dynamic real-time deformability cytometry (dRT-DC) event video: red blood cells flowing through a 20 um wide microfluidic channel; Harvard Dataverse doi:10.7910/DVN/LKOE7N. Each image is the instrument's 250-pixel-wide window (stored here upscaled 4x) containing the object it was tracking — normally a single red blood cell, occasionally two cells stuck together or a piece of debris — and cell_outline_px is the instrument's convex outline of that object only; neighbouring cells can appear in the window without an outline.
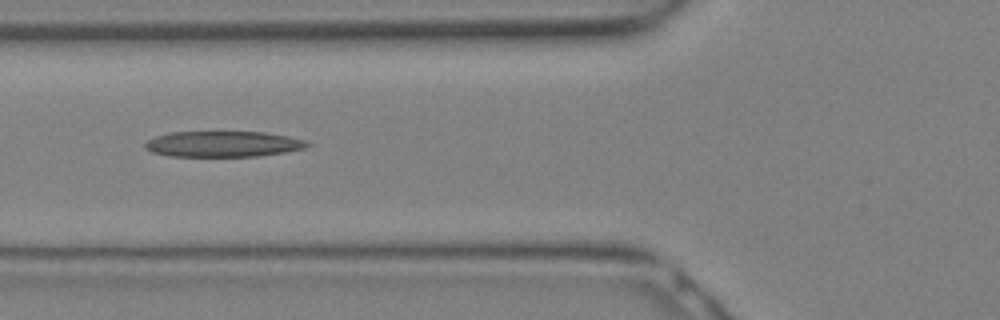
{"species": "Egyptian fruit bat (a non-hibernating species)", "species_latin": "Rousettus aegyptiacus", "temperature_condition": "warm", "stored_images_in_passage": 13, "camera_frame_rate_fps": 3000, "um_per_image_px": 0.085, "animal": {"sex": "female"}, "frame": {"image": 1, "passage_image": 10, "time_ms": 3.0, "image_size_px": [1000, 320], "cell_outline_px": [[312, 144], [304, 148], [284, 152], [260, 156], [168, 156], [152, 152], [144, 148], [144, 144], [148, 140], [156, 136], [168, 132], [264, 132], [288, 136], [304, 140]], "centroid_in_image_um": [18.94, 12.24], "position_along_channel_um": 106.9, "area_um2": 24.33}}
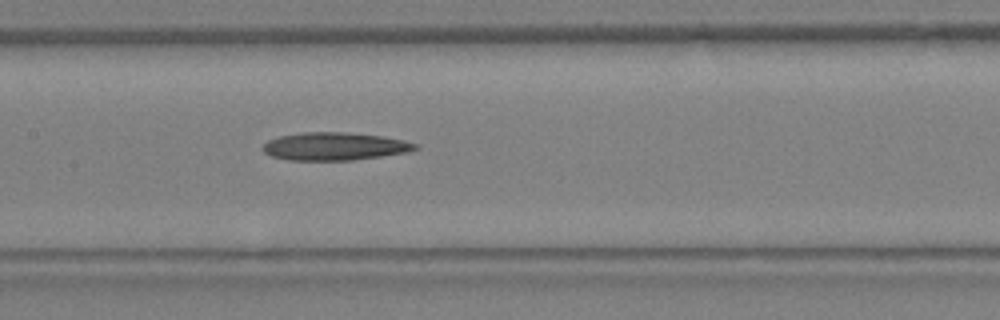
{"frame": {"image": 2, "passage_image": 13, "time_ms": 4.0, "image_size_px": [1000, 320], "cell_outline_px": [[420, 148], [408, 152], [352, 160], [288, 160], [272, 156], [264, 152], [260, 148], [268, 140], [280, 136], [304, 132], [340, 132], [380, 136], [404, 140], [420, 144]], "centroid_in_image_um": [28.45, 12.44], "position_along_channel_um": 179.0, "area_um2": 24.68}}